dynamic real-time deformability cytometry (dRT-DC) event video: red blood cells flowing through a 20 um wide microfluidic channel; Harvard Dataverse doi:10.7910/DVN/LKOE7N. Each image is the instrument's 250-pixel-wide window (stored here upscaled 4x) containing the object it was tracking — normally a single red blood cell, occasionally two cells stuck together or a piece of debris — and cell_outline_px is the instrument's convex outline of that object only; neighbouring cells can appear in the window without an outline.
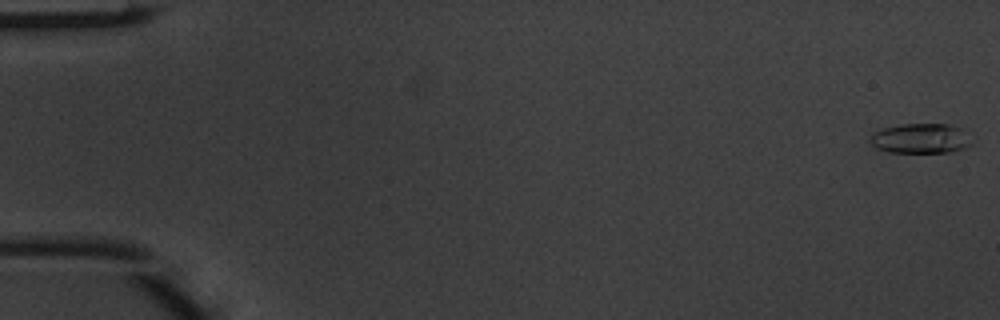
{"species": "common noctule bat (a hibernating species)", "species_latin": "Nyctalus noctula", "temperature_condition": "warm", "stored_images_in_passage": 6, "segment_of_instrument_passage": [2, 2], "camera_frame_rate_fps": 3000, "um_per_image_px": 0.085, "animal": {"sex": "male", "body_mass_g": 20.1, "forearm_length_mm": 53.5}, "frame": {"image": 1, "passage_image": 6, "time_ms": 1.667, "image_size_px": [1000, 320], "cell_outline_px": [[972, 144], [964, 148], [952, 152], [888, 152], [876, 148], [872, 144], [872, 136], [876, 132], [884, 128], [904, 124], [948, 124], [960, 128]], "centroid_in_image_um": [78.26, 11.78], "position_along_channel_um": 6.7, "area_um2": 17.22}}